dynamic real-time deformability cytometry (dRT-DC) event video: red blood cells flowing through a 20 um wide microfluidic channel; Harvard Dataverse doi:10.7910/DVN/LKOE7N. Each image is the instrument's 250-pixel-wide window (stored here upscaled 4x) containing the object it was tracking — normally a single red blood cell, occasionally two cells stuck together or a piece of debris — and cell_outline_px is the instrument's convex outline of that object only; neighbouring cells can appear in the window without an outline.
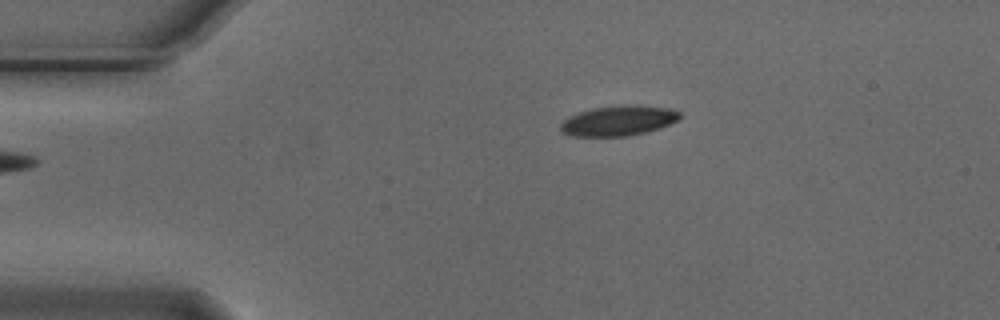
{"species": "Egyptian fruit bat (a non-hibernating species)", "species_latin": "Rousettus aegyptiacus", "temperature_condition": "cold", "stored_images_in_passage": 45, "camera_frame_rate_fps": 3000, "um_per_image_px": 0.085, "animal": {"sex": "male"}, "frame": {"image": 1, "passage_image": 1, "time_ms": 0.0, "image_size_px": [1000, 320], "cell_outline_px": [[680, 120], [660, 128], [628, 136], [572, 136], [564, 132], [560, 128], [560, 124], [568, 116], [592, 108], [624, 104], [636, 104], [668, 108], [680, 112]], "centroid_in_image_um": [52.59, 10.24], "position_along_channel_um": 32.4, "area_um2": 21.04}}
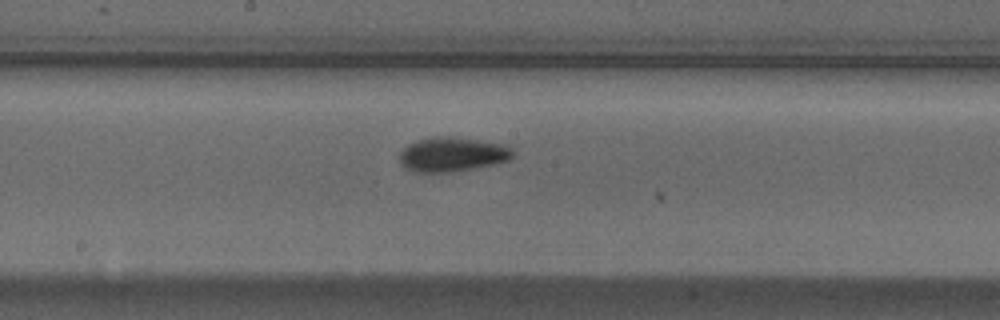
{"frame": {"image": 2, "passage_image": 19, "time_ms": 6.0, "image_size_px": [1000, 320], "cell_outline_px": [[516, 156], [508, 160], [492, 164], [452, 172], [416, 172], [404, 168], [400, 164], [400, 152], [408, 144], [416, 140], [432, 136], [452, 136], [508, 144], [512, 148]], "centroid_in_image_um": [38.46, 13.1], "position_along_channel_um": 209.7, "area_um2": 23.06}}
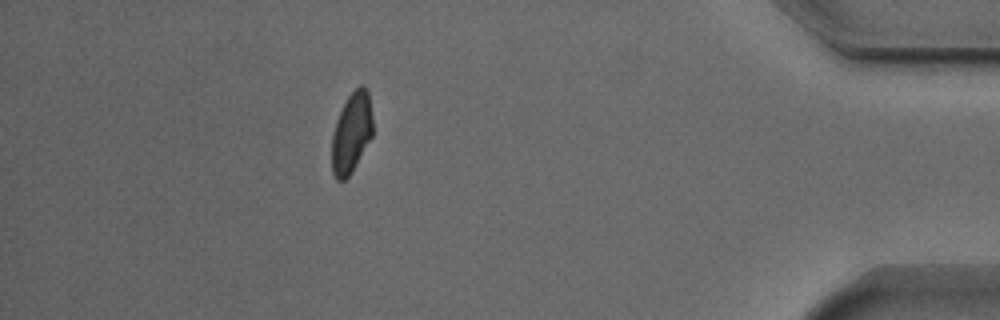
{"frame": {"image": 3, "passage_image": 39, "time_ms": 12.667, "image_size_px": [1000, 320], "cell_outline_px": [[372, 136], [348, 176], [344, 180], [336, 180], [332, 172], [332, 136], [336, 120], [348, 96], [360, 84], [364, 84], [368, 92], [372, 116]], "centroid_in_image_um": [29.87, 11.26], "position_along_channel_um": 405.3, "area_um2": 18.84}, "authors_computed_cell_mechanics": {"area_um2": 21.0392, "velocity_mm_per_s": 3.7053, "shape_relaxation_time_tau1_ms": 4.457, "shape_relaxation_time_tau2_ms": 4.9129, "deformation_change_tau1": 0.128, "deformation_change_tau2": 0.0825}}